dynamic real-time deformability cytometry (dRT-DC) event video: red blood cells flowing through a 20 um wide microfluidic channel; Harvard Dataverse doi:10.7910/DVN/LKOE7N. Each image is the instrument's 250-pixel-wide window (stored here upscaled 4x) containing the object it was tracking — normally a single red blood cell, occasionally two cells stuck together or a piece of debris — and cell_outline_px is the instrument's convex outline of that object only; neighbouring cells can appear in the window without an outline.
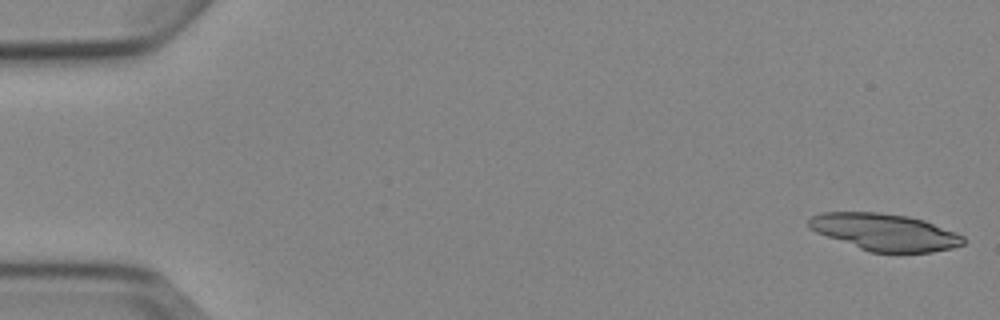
{"species": "Egyptian fruit bat (a non-hibernating species)", "species_latin": "Rousettus aegyptiacus", "temperature_condition": "cold", "stored_images_in_passage": 4, "camera_frame_rate_fps": 3000, "um_per_image_px": 0.085, "animal": {"sex": "female"}, "frame": {"image": 1, "passage_image": 1, "time_ms": 0.0, "image_size_px": [1000, 320], "cell_outline_px": [[964, 244], [952, 248], [932, 252], [868, 252], [816, 232], [808, 228], [808, 220], [812, 216], [820, 212], [880, 212], [908, 216], [924, 220], [956, 232], [964, 236]], "centroid_in_image_um": [75.2, 19.72], "position_along_channel_um": 9.8, "area_um2": 33.35}}